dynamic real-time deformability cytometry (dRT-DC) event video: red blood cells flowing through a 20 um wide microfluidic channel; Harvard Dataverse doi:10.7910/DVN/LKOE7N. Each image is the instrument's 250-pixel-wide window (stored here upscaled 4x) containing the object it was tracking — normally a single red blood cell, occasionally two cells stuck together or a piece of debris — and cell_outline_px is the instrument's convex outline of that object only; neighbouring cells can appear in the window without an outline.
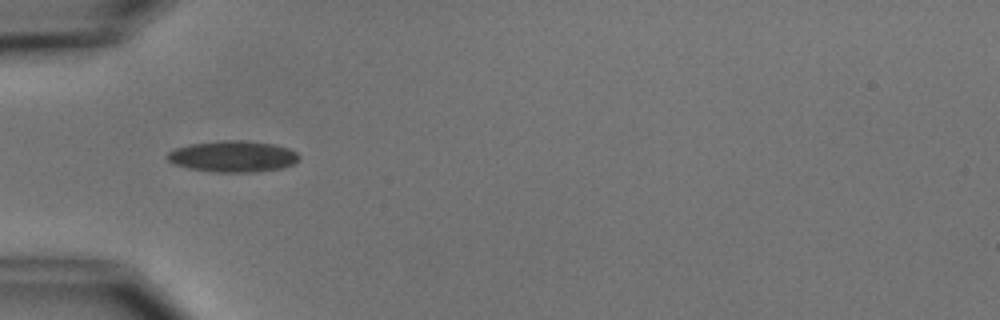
{"species": "common noctule bat (a hibernating species)", "species_latin": "Nyctalus noctula", "temperature_condition": "cold", "stored_images_in_passage": 3, "camera_frame_rate_fps": 3000, "um_per_image_px": 0.085, "animal": {"sex": "male", "body_mass_g": 15.6}, "frame": {"image": 1, "passage_image": 3, "time_ms": 2.333, "image_size_px": [1000, 320], "cell_outline_px": [[300, 160], [292, 164], [280, 168], [256, 172], [216, 172], [188, 168], [176, 164], [168, 160], [164, 156], [168, 152], [176, 148], [188, 144], [224, 140], [244, 140], [276, 144], [288, 148], [296, 152], [300, 156]], "centroid_in_image_um": [19.8, 13.28], "position_along_channel_um": 65.2, "area_um2": 24.1}}